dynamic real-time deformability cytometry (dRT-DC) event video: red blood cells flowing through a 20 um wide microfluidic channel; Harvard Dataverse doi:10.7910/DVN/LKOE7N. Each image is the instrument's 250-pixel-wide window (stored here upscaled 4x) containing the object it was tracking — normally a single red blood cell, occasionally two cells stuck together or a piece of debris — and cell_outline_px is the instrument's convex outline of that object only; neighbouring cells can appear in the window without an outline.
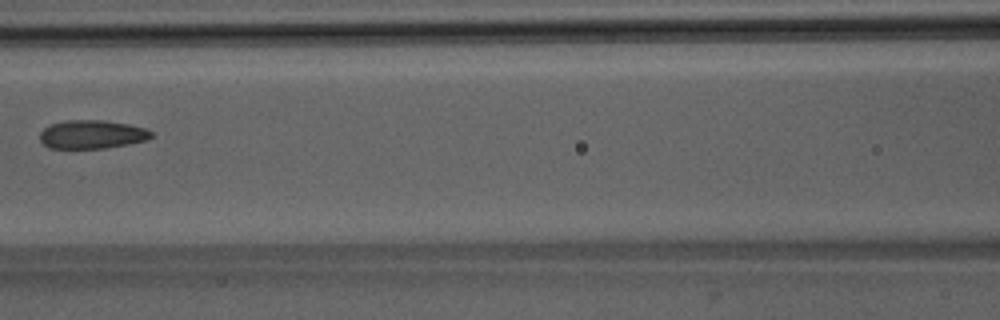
{"species": "Egyptian fruit bat (a non-hibernating species)", "species_latin": "Rousettus aegyptiacus", "temperature_condition": "room temperature", "stored_images_in_passage": 7, "camera_frame_rate_fps": 3000, "um_per_image_px": 0.085, "animal": {"sex": "male"}, "frame": {"image": 1, "passage_image": 7, "time_ms": 7.0, "image_size_px": [1000, 320], "cell_outline_px": [[156, 136], [144, 140], [128, 144], [104, 148], [48, 148], [40, 140], [40, 132], [48, 124], [68, 120], [104, 120], [128, 124], [144, 128], [152, 132]], "centroid_in_image_um": [7.8, 11.42], "position_along_channel_um": 158.8, "area_um2": 18.55}}